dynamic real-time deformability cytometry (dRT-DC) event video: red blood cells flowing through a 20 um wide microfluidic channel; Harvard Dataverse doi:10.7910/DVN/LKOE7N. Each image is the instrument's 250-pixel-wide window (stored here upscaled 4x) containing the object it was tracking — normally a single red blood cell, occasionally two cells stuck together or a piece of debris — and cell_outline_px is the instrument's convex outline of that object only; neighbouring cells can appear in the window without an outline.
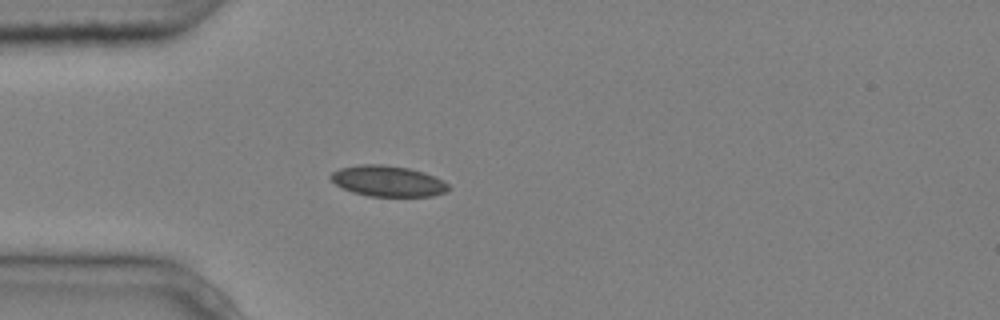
{"species": "common noctule bat (a hibernating species)", "species_latin": "Nyctalus noctula", "temperature_condition": "cold", "stored_images_in_passage": 4, "camera_frame_rate_fps": 3000, "um_per_image_px": 0.085, "animal": {"sex": "male", "body_mass_g": 20.4}, "frame": {"image": 1, "passage_image": 4, "time_ms": 1.0, "image_size_px": [1000, 320], "cell_outline_px": [[452, 188], [448, 192], [432, 196], [368, 196], [352, 192], [336, 184], [328, 176], [332, 172], [340, 168], [360, 164], [380, 164], [408, 168], [424, 172], [444, 180]], "centroid_in_image_um": [33.0, 15.39], "position_along_channel_um": 52.0, "area_um2": 21.27}}